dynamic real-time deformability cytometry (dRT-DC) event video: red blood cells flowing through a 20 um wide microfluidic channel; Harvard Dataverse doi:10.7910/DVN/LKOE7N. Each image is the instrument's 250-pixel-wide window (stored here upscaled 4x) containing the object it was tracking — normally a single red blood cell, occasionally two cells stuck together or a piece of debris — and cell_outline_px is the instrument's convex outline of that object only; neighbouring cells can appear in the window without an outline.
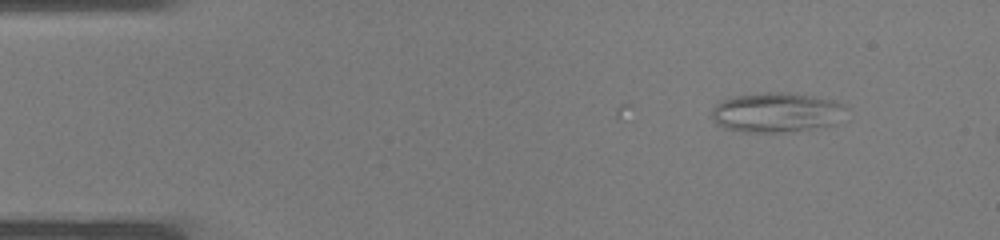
{"species": "common noctule bat (a hibernating species)", "species_latin": "Nyctalus noctula", "temperature_condition": "warm", "stored_images_in_passage": 4, "camera_frame_rate_fps": 3000, "um_per_image_px": 0.085, "animal": {"sex": "male", "body_mass_g": 19.0, "forearm_length_mm": 50.8}, "frame": {"image": 1, "passage_image": 4, "time_ms": 1.0, "image_size_px": [1000, 240], "cell_outline_px": [[848, 108], [836, 124], [780, 132], [748, 132], [724, 128], [716, 124], [712, 120], [712, 108], [716, 104], [724, 100], [736, 96], [768, 92], [780, 92], [812, 96], [832, 100]], "centroid_in_image_um": [65.97, 9.56], "position_along_channel_um": 19.0, "area_um2": 30.63}}